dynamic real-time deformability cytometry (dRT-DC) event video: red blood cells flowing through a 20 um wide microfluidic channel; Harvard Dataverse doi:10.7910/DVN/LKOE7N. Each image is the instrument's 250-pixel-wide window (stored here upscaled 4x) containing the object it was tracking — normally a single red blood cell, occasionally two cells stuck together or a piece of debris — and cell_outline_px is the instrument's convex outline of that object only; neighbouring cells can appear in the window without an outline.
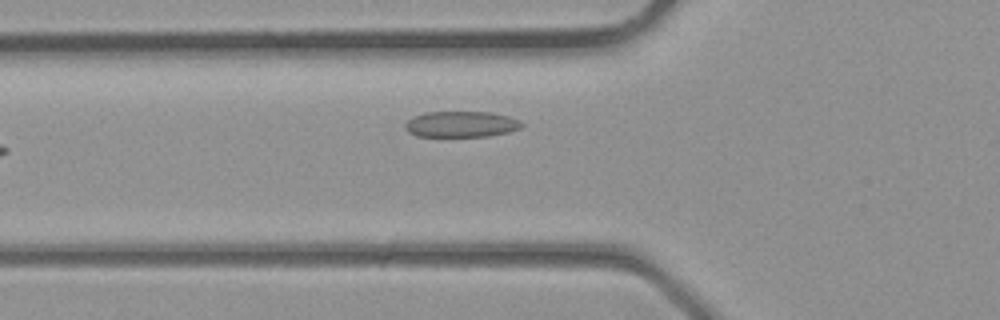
{"species": "common noctule bat (a hibernating species)", "species_latin": "Nyctalus noctula", "temperature_condition": "room temperature", "stored_images_in_passage": 3, "camera_frame_rate_fps": 3000, "um_per_image_px": 0.085, "animal": {"sex": "male", "body_mass_g": 23.1, "forearm_length_mm": 52.7}, "frame": {"image": 1, "passage_image": 3, "time_ms": 0.667, "image_size_px": [1000, 320], "cell_outline_px": [[524, 124], [520, 128], [508, 132], [488, 136], [416, 136], [408, 132], [404, 128], [404, 124], [412, 116], [424, 112], [492, 112], [508, 116]], "centroid_in_image_um": [39.14, 10.55], "position_along_channel_um": 86.7, "area_um2": 17.63}}